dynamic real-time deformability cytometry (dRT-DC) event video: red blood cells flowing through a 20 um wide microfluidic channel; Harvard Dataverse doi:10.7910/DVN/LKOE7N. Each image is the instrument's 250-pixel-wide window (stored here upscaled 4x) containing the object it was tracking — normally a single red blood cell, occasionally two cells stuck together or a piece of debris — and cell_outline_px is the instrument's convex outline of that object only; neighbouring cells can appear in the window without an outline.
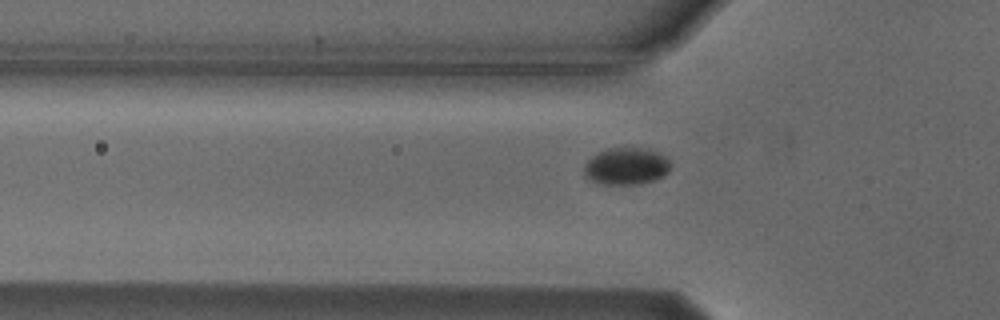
{"species": "Egyptian fruit bat (a non-hibernating species)", "species_latin": "Rousettus aegyptiacus", "temperature_condition": "cold", "stored_images_in_passage": 18, "camera_frame_rate_fps": 3000, "um_per_image_px": 0.085, "animal": {"sex": "male"}, "frame": {"image": 1, "passage_image": 6, "time_ms": 1.667, "image_size_px": [1000, 320], "cell_outline_px": [[668, 172], [664, 176], [656, 180], [640, 184], [600, 184], [588, 180], [584, 176], [584, 164], [592, 156], [608, 148], [648, 148], [660, 152], [668, 160]], "centroid_in_image_um": [53.21, 14.14], "position_along_channel_um": 72.6, "area_um2": 18.84}}
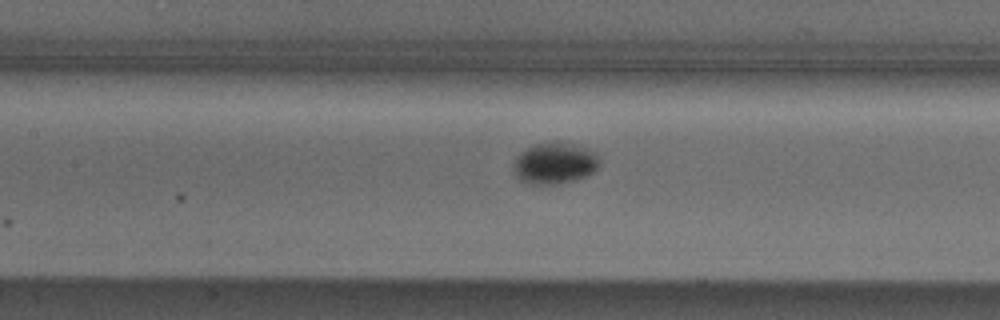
{"frame": {"image": 2, "passage_image": 13, "time_ms": 4.0, "image_size_px": [1000, 320], "cell_outline_px": [[600, 164], [592, 172], [584, 176], [572, 180], [556, 184], [532, 184], [520, 180], [516, 176], [512, 168], [516, 156], [520, 152], [536, 144], [552, 140], [556, 140], [572, 144], [584, 148], [600, 156]], "centroid_in_image_um": [47.11, 13.86], "position_along_channel_um": 160.3, "area_um2": 20.69}}
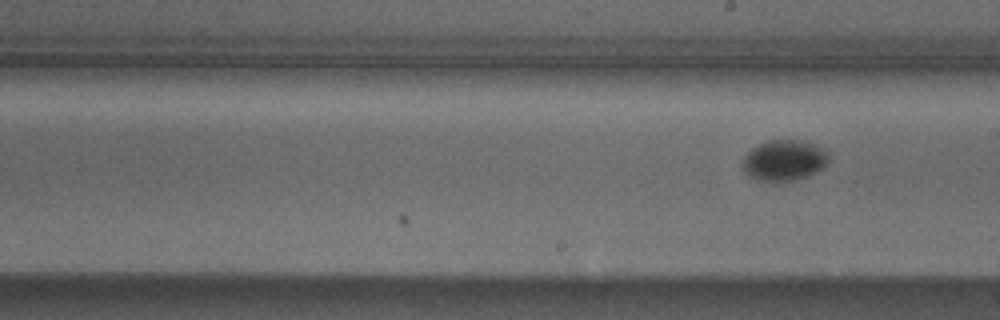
{"frame": {"image": 3, "passage_image": 18, "time_ms": 5.667, "image_size_px": [1000, 320], "cell_outline_px": [[828, 160], [820, 168], [804, 176], [792, 180], [756, 180], [748, 176], [744, 172], [740, 164], [740, 160], [752, 148], [768, 140], [804, 140], [824, 148], [828, 152]], "centroid_in_image_um": [66.58, 13.6], "position_along_channel_um": 222.4, "area_um2": 20.23}}